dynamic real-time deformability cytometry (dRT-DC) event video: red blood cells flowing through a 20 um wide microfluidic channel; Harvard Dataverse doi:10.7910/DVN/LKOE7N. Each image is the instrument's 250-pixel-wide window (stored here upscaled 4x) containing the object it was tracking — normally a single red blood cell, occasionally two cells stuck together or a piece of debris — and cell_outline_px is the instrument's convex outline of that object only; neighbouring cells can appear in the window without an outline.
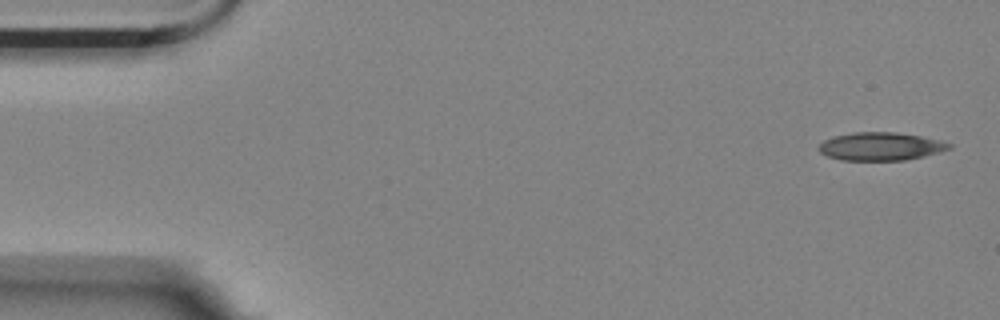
{"species": "Egyptian fruit bat (a non-hibernating species)", "species_latin": "Rousettus aegyptiacus", "temperature_condition": "room temperature", "stored_images_in_passage": 40, "camera_frame_rate_fps": 3000, "um_per_image_px": 0.085, "animal": {"sex": "female"}, "frame": {"image": 1, "passage_image": 1, "time_ms": 0.0, "image_size_px": [1000, 320], "cell_outline_px": [[952, 148], [940, 152], [904, 160], [840, 160], [828, 156], [820, 152], [816, 148], [824, 140], [832, 136], [852, 132], [896, 132], [920, 136], [940, 140], [952, 144]], "centroid_in_image_um": [74.83, 12.44], "position_along_channel_um": 10.2, "area_um2": 21.39}}
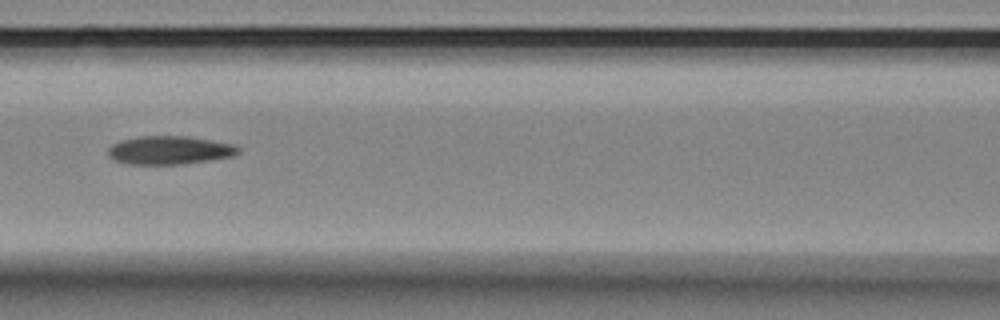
{"frame": {"image": 2, "passage_image": 23, "time_ms": 7.333, "image_size_px": [1000, 320], "cell_outline_px": [[240, 152], [232, 156], [176, 164], [128, 164], [116, 160], [108, 156], [108, 148], [112, 144], [120, 140], [140, 136], [188, 136], [236, 144], [240, 148]], "centroid_in_image_um": [14.4, 12.75], "position_along_channel_um": 152.2, "area_um2": 21.39}}
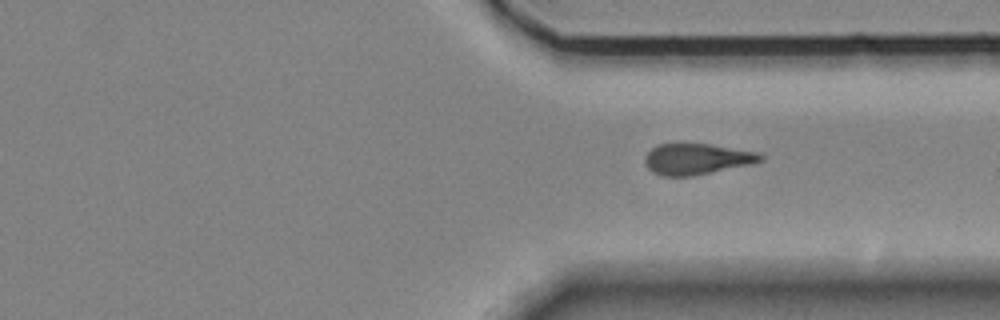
{"frame": {"image": 3, "passage_image": 40, "time_ms": 13.0, "image_size_px": [1000, 320], "cell_outline_px": [[764, 160], [752, 164], [692, 176], [664, 176], [652, 172], [648, 168], [644, 160], [648, 152], [656, 144], [712, 144], [756, 152], [764, 156]], "centroid_in_image_um": [59.23, 13.52], "position_along_channel_um": 352.2, "area_um2": 20.81}}